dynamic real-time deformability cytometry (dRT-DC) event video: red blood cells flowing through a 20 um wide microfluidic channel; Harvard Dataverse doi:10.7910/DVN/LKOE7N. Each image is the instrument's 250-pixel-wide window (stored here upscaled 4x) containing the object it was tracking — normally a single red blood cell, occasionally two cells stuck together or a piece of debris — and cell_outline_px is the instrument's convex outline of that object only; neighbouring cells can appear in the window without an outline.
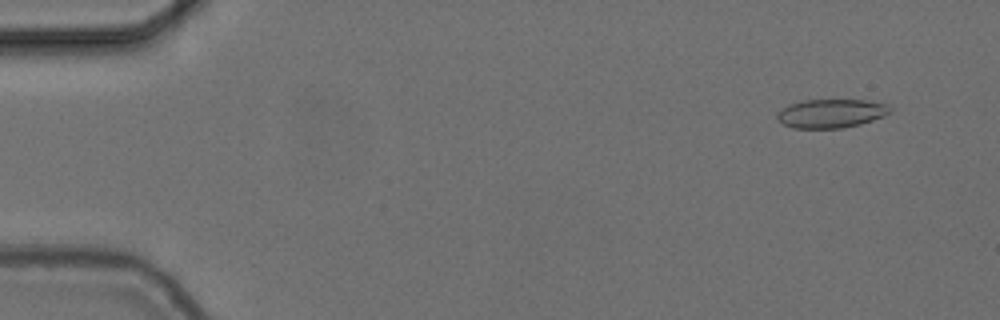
{"species": "common noctule bat (a hibernating species)", "species_latin": "Nyctalus noctula", "temperature_condition": "cold", "stored_images_in_passage": 55, "camera_frame_rate_fps": 3000, "um_per_image_px": 0.085, "animal": {"sex": "female", "body_mass_g": 24.6, "forearm_length_mm": 56.2}, "frame": {"image": 1, "passage_image": 4, "time_ms": 1.0, "image_size_px": [1000, 320], "cell_outline_px": [[892, 112], [884, 116], [860, 124], [840, 128], [792, 128], [776, 120], [776, 112], [788, 104], [800, 100], [864, 100], [888, 104], [892, 108]], "centroid_in_image_um": [70.61, 9.63], "position_along_channel_um": 14.4, "area_um2": 19.13}}
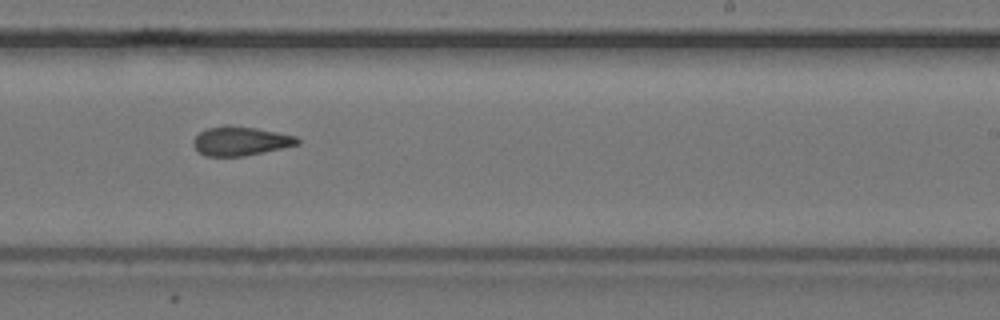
{"frame": {"image": 2, "passage_image": 34, "time_ms": 11.0, "image_size_px": [1000, 320], "cell_outline_px": [[300, 144], [284, 148], [244, 156], [204, 156], [192, 144], [192, 140], [200, 132], [208, 128], [232, 124], [256, 128], [296, 136], [300, 140]], "centroid_in_image_um": [20.45, 11.99], "position_along_channel_um": 268.5, "area_um2": 17.69}}
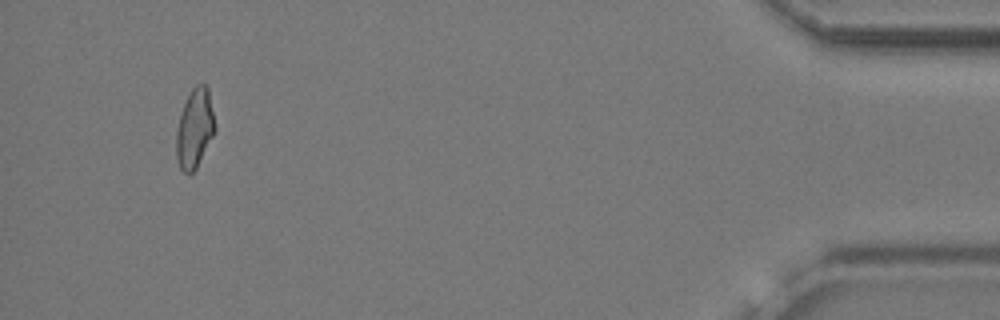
{"frame": {"image": 3, "passage_image": 52, "time_ms": 17.0, "image_size_px": [1000, 320], "cell_outline_px": [[216, 132], [196, 168], [192, 172], [184, 172], [180, 168], [176, 156], [176, 132], [180, 116], [184, 104], [192, 88], [196, 84], [204, 84], [208, 88], [216, 128]], "centroid_in_image_um": [16.56, 10.92], "position_along_channel_um": 418.6, "area_um2": 17.74}, "authors_computed_cell_mechanics": {"area_um2": 18.2648, "velocity_mm_per_s": 3.7272, "shape_relaxation_time_tau1_ms": null, "shape_relaxation_time_tau2_ms": 2.4843, "deformation_change_tau1": null, "deformation_change_tau2": 0.0979}}